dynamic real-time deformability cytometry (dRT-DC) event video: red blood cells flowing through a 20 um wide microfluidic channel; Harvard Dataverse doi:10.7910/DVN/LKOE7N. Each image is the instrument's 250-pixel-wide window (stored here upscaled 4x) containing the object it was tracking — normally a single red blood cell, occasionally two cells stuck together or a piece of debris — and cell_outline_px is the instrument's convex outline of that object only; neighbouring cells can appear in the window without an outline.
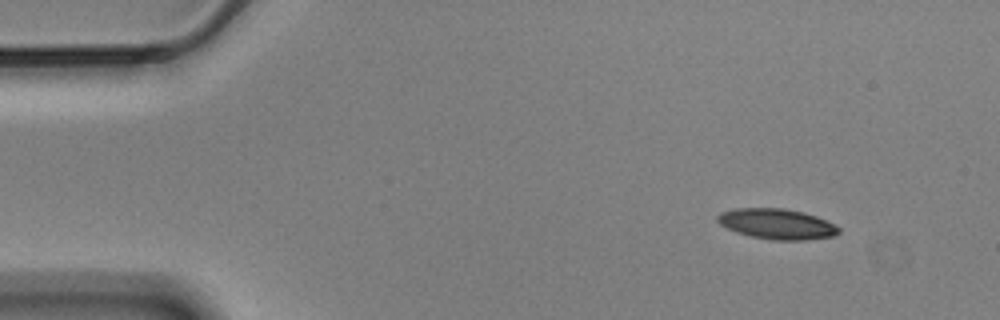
{"species": "Egyptian fruit bat (a non-hibernating species)", "species_latin": "Rousettus aegyptiacus", "temperature_condition": "cold", "stored_images_in_passage": 13, "camera_frame_rate_fps": 3000, "um_per_image_px": 0.085, "animal": {"sex": "male"}, "frame": {"image": 1, "passage_image": 1, "time_ms": 0.0, "image_size_px": [1000, 320], "cell_outline_px": [[840, 232], [836, 236], [804, 240], [772, 240], [752, 236], [736, 232], [720, 224], [716, 220], [716, 216], [720, 212], [736, 208], [784, 208], [804, 212], [816, 216], [840, 228]], "centroid_in_image_um": [66.03, 19.03], "position_along_channel_um": 19.0, "area_um2": 21.5}}
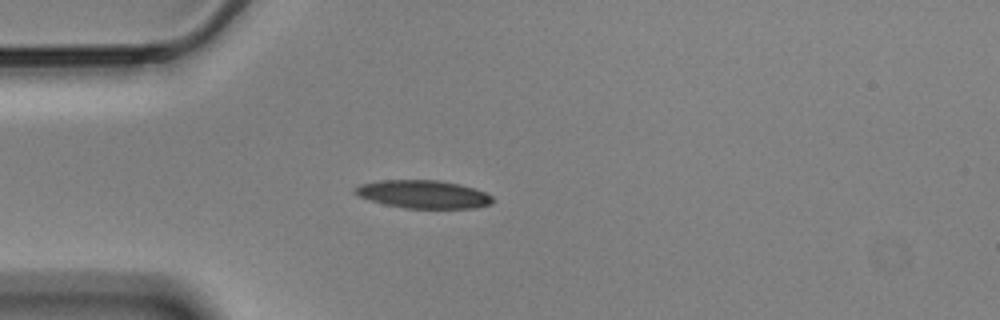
{"frame": {"image": 2, "passage_image": 10, "time_ms": 3.0, "image_size_px": [1000, 320], "cell_outline_px": [[492, 204], [476, 208], [404, 208], [384, 204], [356, 196], [352, 192], [352, 188], [360, 184], [380, 180], [440, 180], [460, 184], [476, 188], [492, 196]], "centroid_in_image_um": [35.94, 16.51], "position_along_channel_um": 49.1, "area_um2": 22.77}}